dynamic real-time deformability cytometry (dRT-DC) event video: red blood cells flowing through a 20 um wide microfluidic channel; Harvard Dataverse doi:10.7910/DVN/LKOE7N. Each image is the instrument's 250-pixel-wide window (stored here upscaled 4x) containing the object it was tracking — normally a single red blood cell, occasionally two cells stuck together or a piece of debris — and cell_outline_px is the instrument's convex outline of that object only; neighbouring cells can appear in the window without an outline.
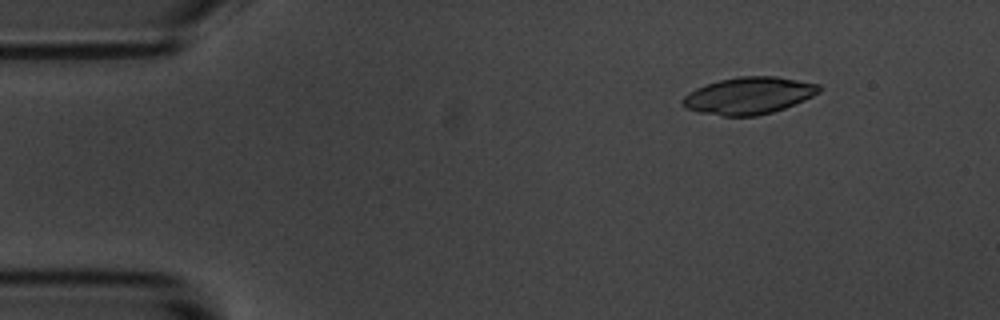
{"species": "common noctule bat (a hibernating species)", "species_latin": "Nyctalus noctula", "temperature_condition": "room temperature", "stored_images_in_passage": 10, "camera_frame_rate_fps": 3000, "um_per_image_px": 0.085, "animal": {"sex": "male", "body_mass_g": 20.1, "forearm_length_mm": 53.5}, "frame": {"image": 1, "passage_image": 1, "time_ms": 0.0, "image_size_px": [1000, 320], "cell_outline_px": [[820, 92], [804, 100], [784, 108], [772, 112], [756, 116], [724, 116], [700, 112], [684, 108], [680, 104], [680, 100], [688, 92], [696, 88], [720, 80], [740, 76], [776, 76], [820, 84]], "centroid_in_image_um": [63.62, 8.13], "position_along_channel_um": 21.4, "area_um2": 29.42}}